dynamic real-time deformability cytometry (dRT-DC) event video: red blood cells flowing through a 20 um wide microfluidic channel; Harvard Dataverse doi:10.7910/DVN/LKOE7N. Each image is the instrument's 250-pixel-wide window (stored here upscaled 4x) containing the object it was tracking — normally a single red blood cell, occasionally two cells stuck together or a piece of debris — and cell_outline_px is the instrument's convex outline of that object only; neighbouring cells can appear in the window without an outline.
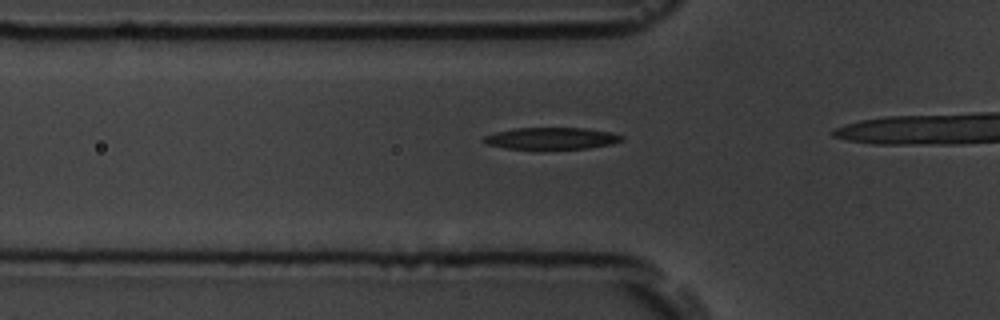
{"species": "common noctule bat (a hibernating species)", "species_latin": "Nyctalus noctula", "temperature_condition": "room temperature", "stored_images_in_passage": 12, "camera_frame_rate_fps": 3000, "um_per_image_px": 0.085, "animal": {"sex": "male", "body_mass_g": 19.5, "forearm_length_mm": 54.6}, "frame": {"image": 1, "passage_image": 7, "time_ms": 2.0, "image_size_px": [1000, 320], "cell_outline_px": [[624, 140], [612, 144], [588, 148], [504, 148], [488, 144], [480, 140], [484, 136], [496, 132], [516, 128], [584, 128], [612, 132], [624, 136]], "centroid_in_image_um": [46.9, 11.75], "position_along_channel_um": 78.9, "area_um2": 17.34}}
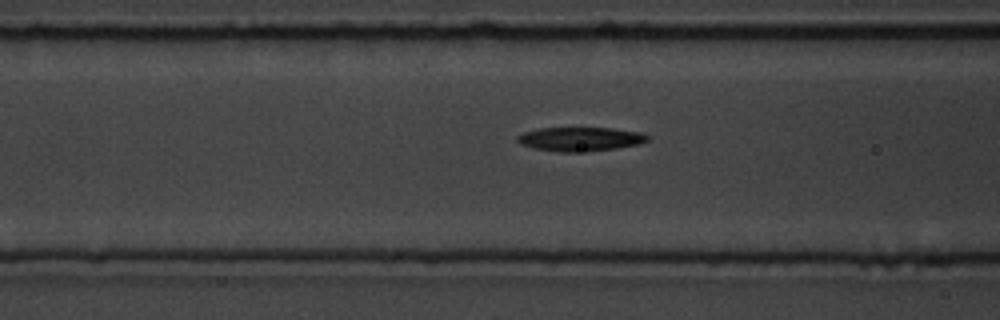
{"frame": {"image": 2, "passage_image": 10, "time_ms": 3.0, "image_size_px": [1000, 320], "cell_outline_px": [[648, 140], [640, 144], [616, 148], [572, 152], [560, 152], [532, 148], [520, 144], [516, 140], [516, 136], [524, 132], [540, 128], [612, 128], [640, 132], [648, 136]], "centroid_in_image_um": [49.28, 11.82], "position_along_channel_um": 117.3, "area_um2": 18.09}}